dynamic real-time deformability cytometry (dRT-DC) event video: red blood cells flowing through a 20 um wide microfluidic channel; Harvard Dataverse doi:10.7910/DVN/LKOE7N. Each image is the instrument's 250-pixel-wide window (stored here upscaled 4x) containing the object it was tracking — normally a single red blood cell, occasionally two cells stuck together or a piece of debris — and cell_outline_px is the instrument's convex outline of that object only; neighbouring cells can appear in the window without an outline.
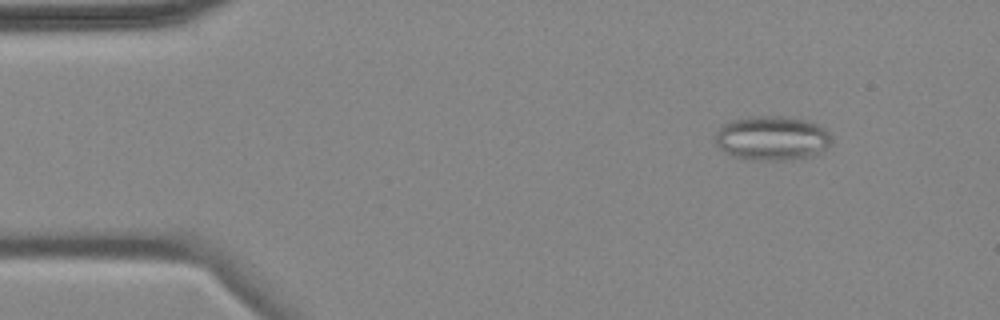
{"species": "common noctule bat (a hibernating species)", "species_latin": "Nyctalus noctula", "temperature_condition": "cold", "stored_images_in_passage": 4, "camera_frame_rate_fps": 3000, "um_per_image_px": 0.085, "animal": {"sex": "female", "body_mass_g": 18.4}, "frame": {"image": 1, "passage_image": 2, "time_ms": 1.333, "image_size_px": [1000, 320], "cell_outline_px": [[832, 144], [820, 152], [812, 156], [788, 160], [752, 160], [732, 156], [724, 152], [716, 144], [716, 132], [720, 124], [732, 120], [748, 116], [784, 116], [808, 120], [816, 124], [828, 132], [832, 136]], "centroid_in_image_um": [65.61, 11.74], "position_along_channel_um": 19.4, "area_um2": 30.46}}